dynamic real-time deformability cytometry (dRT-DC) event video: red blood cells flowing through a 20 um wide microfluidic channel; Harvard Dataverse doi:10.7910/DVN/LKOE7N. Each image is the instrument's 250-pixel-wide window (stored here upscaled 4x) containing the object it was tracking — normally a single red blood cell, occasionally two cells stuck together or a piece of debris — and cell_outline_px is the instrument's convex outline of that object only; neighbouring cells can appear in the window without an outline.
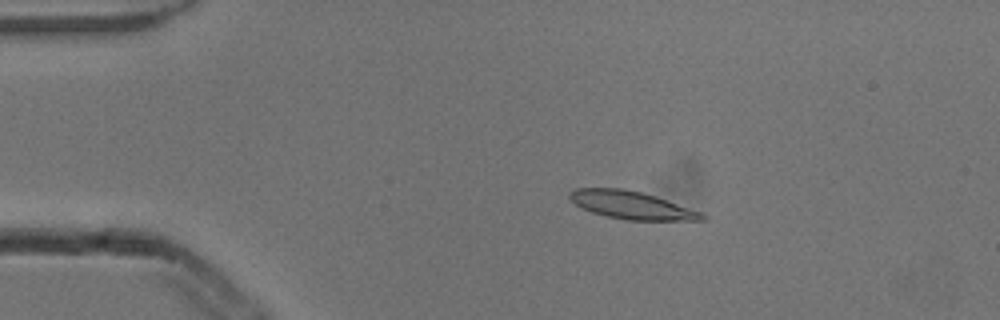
{"species": "common noctule bat (a hibernating species)", "species_latin": "Nyctalus noctula", "temperature_condition": "cold", "stored_images_in_passage": 7, "camera_frame_rate_fps": 3000, "um_per_image_px": 0.085, "animal": {"sex": "male", "body_mass_g": 13.3}, "frame": {"image": 1, "passage_image": 2, "time_ms": 0.333, "image_size_px": [1000, 320], "cell_outline_px": [[708, 220], [624, 220], [604, 216], [580, 208], [568, 196], [568, 192], [576, 188], [624, 188], [656, 196], [704, 212], [708, 216]], "centroid_in_image_um": [53.72, 17.44], "position_along_channel_um": 31.3, "area_um2": 21.79}}
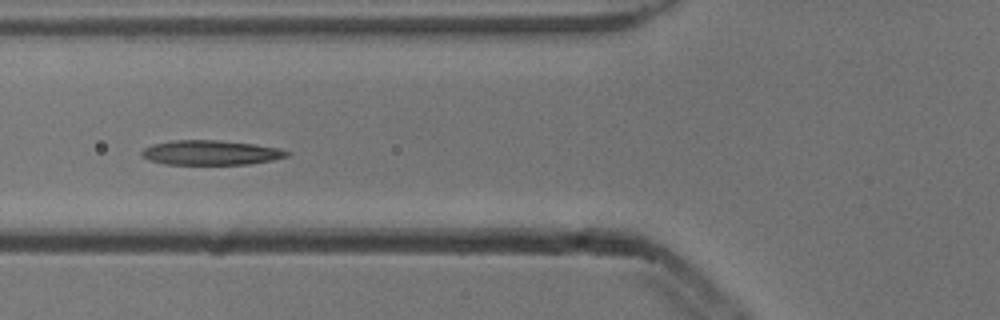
{"frame": {"image": 2, "passage_image": 5, "time_ms": 1.333, "image_size_px": [1000, 320], "cell_outline_px": [[292, 152], [288, 156], [272, 160], [248, 164], [164, 164], [148, 160], [140, 156], [140, 152], [144, 148], [152, 144], [172, 140], [216, 140], [256, 144], [276, 148]], "centroid_in_image_um": [17.87, 12.97], "position_along_channel_um": 107.9, "area_um2": 20.92}}
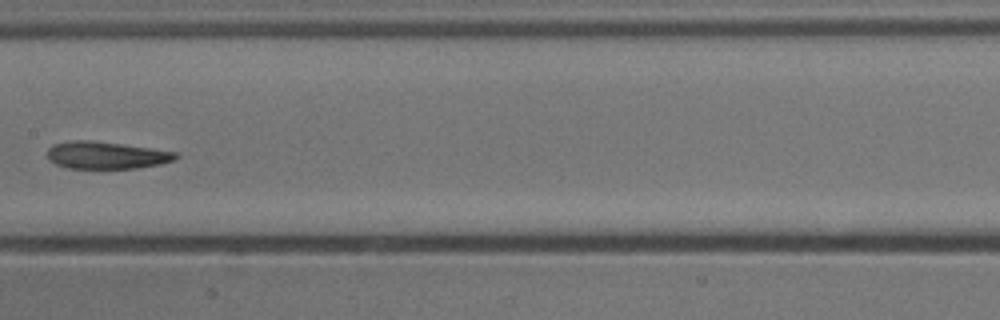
{"frame": {"image": 3, "passage_image": 7, "time_ms": 2.0, "image_size_px": [1000, 320], "cell_outline_px": [[180, 156], [176, 160], [160, 164], [136, 168], [68, 168], [56, 164], [48, 160], [48, 148], [52, 144], [72, 140], [88, 140], [152, 148], [176, 152]], "centroid_in_image_um": [9.04, 13.19], "position_along_channel_um": 198.4, "area_um2": 20.4}}